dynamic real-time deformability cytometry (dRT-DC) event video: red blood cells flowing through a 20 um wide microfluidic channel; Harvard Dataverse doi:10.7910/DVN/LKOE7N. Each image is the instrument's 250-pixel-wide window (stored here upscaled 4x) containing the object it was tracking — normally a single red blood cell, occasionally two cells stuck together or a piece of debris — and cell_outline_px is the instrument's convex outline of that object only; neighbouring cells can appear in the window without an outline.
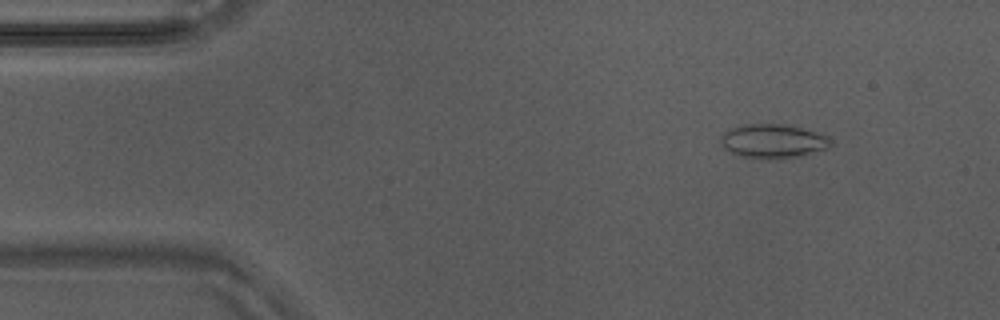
{"species": "Egyptian fruit bat (a non-hibernating species)", "species_latin": "Rousettus aegyptiacus", "temperature_condition": "warm", "stored_images_in_passage": 13, "camera_frame_rate_fps": 3000, "um_per_image_px": 0.085, "animal": {"sex": "male"}, "frame": {"image": 1, "passage_image": 6, "time_ms": 1.667, "image_size_px": [1000, 320], "cell_outline_px": [[832, 144], [828, 148], [796, 156], [764, 160], [744, 156], [732, 152], [724, 148], [720, 144], [720, 136], [728, 128], [740, 124], [784, 124], [800, 128], [828, 136], [832, 140]], "centroid_in_image_um": [65.65, 11.98], "position_along_channel_um": 19.4, "area_um2": 21.73}}